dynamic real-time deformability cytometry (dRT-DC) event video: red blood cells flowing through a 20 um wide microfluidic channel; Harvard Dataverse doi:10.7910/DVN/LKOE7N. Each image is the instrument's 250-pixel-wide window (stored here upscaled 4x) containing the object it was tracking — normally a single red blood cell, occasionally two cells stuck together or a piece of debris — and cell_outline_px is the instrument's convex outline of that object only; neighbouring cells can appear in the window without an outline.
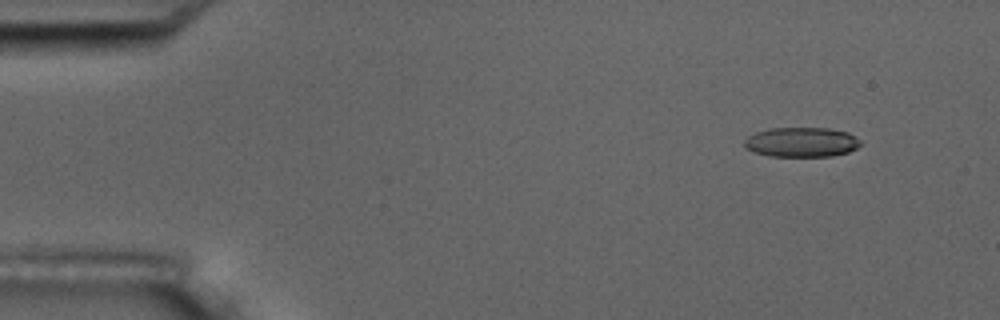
{"species": "common noctule bat (a hibernating species)", "species_latin": "Nyctalus noctula", "temperature_condition": "room temperature", "stored_images_in_passage": 4, "camera_frame_rate_fps": 3000, "um_per_image_px": 0.085, "animal": {"sex": "male", "body_mass_g": 17.5, "forearm_length_mm": 52.3}, "frame": {"image": 1, "passage_image": 1, "time_ms": 0.0, "image_size_px": [1000, 320], "cell_outline_px": [[860, 144], [856, 148], [848, 152], [832, 156], [768, 156], [756, 152], [748, 148], [744, 144], [744, 140], [748, 136], [756, 132], [768, 128], [828, 128], [848, 132], [860, 140]], "centroid_in_image_um": [68.13, 12.07], "position_along_channel_um": 16.9, "area_um2": 20.0}}
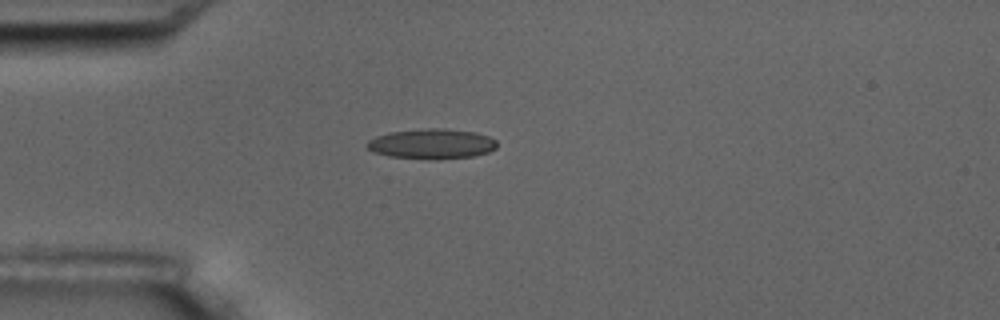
{"frame": {"image": 2, "passage_image": 4, "time_ms": 3.333, "image_size_px": [1000, 320], "cell_outline_px": [[496, 148], [488, 152], [472, 156], [436, 160], [428, 160], [388, 156], [372, 152], [364, 144], [368, 140], [376, 136], [392, 132], [428, 128], [444, 128], [476, 132], [488, 136], [496, 140]], "centroid_in_image_um": [36.68, 12.24], "position_along_channel_um": 48.3, "area_um2": 23.0}}